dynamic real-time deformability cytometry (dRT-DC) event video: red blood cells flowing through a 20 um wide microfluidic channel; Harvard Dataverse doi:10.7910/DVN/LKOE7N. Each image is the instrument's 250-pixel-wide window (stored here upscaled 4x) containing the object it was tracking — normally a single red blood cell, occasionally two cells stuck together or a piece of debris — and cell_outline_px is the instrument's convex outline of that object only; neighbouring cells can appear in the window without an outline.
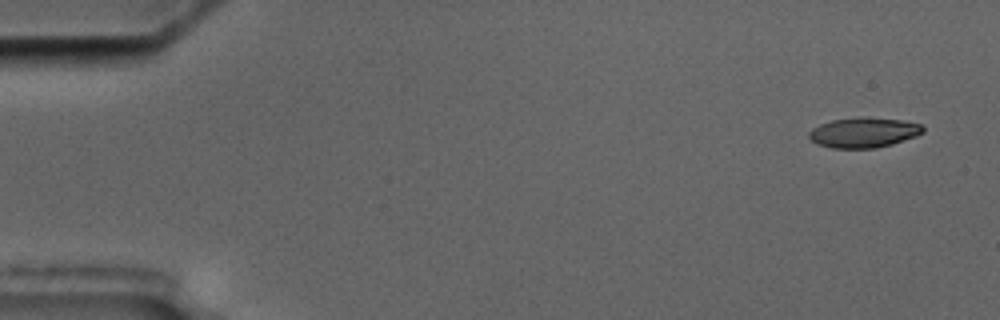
{"species": "common noctule bat (a hibernating species)", "species_latin": "Nyctalus noctula", "temperature_condition": "cold", "stored_images_in_passage": 5, "camera_frame_rate_fps": 3000, "um_per_image_px": 0.085, "animal": {"sex": "male", "body_mass_g": 17.5, "forearm_length_mm": 52.3}, "frame": {"image": 1, "passage_image": 1, "time_ms": 0.0, "image_size_px": [1000, 320], "cell_outline_px": [[924, 132], [916, 136], [892, 144], [876, 148], [832, 148], [816, 144], [808, 136], [808, 132], [812, 128], [820, 124], [832, 120], [860, 116], [864, 116], [904, 120], [920, 124], [924, 128]], "centroid_in_image_um": [73.41, 11.25], "position_along_channel_um": 11.6, "area_um2": 20.23}}
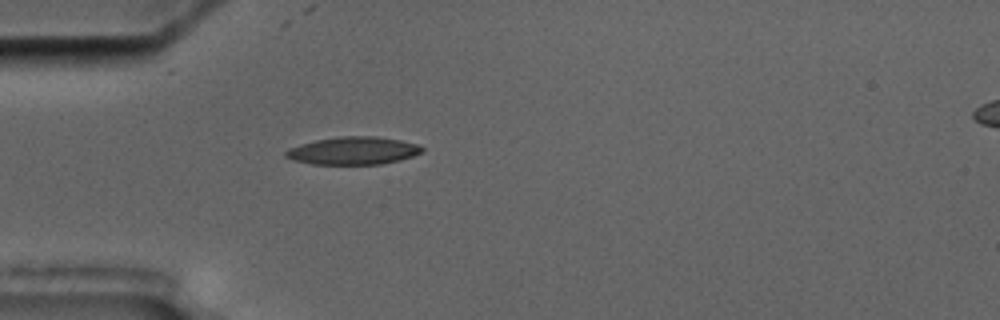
{"frame": {"image": 2, "passage_image": 5, "time_ms": 4.667, "image_size_px": [1000, 320], "cell_outline_px": [[424, 152], [400, 160], [380, 164], [312, 164], [292, 160], [284, 156], [284, 152], [288, 148], [316, 140], [340, 136], [376, 136], [400, 140], [420, 144], [424, 148]], "centroid_in_image_um": [30.04, 12.81], "position_along_channel_um": 55.0, "area_um2": 22.14}}